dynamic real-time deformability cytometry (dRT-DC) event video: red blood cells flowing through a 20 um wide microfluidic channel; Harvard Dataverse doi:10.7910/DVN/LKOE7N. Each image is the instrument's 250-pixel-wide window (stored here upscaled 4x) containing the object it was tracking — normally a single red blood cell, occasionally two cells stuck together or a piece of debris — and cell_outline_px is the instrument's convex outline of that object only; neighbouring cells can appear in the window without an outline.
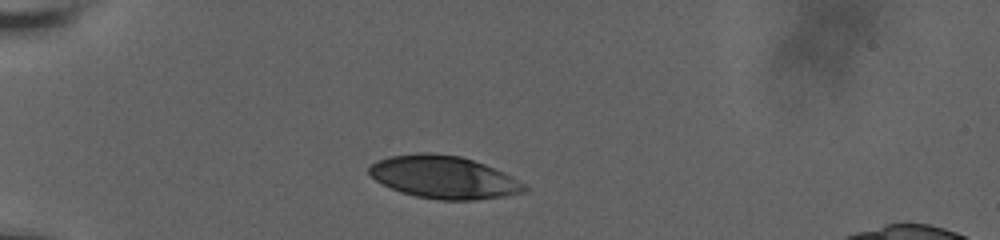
{"species": "human", "species_latin": "Homo sapiens", "temperature_condition": "room temperature", "stored_images_in_passage": 34, "camera_frame_rate_fps": 3000, "um_per_image_px": 0.085, "donor": {"sex": "male"}, "frame": {"image": 1, "passage_image": 1, "time_ms": 0.0, "image_size_px": [1000, 240], "cell_outline_px": [[528, 188], [524, 192], [504, 196], [476, 200], [440, 200], [416, 196], [400, 192], [376, 180], [368, 172], [368, 168], [376, 160], [388, 156], [420, 152], [424, 152], [460, 156], [484, 164], [504, 172], [512, 176], [524, 184]], "centroid_in_image_um": [37.72, 15.06], "position_along_channel_um": 47.3, "area_um2": 38.49}}
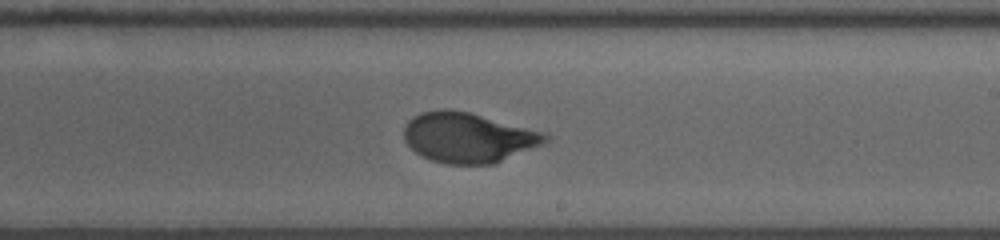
{"frame": {"image": 2, "passage_image": 20, "time_ms": 6.333, "image_size_px": [1000, 240], "cell_outline_px": [[552, 136], [548, 140], [540, 144], [496, 164], [444, 164], [420, 156], [404, 140], [404, 124], [412, 116], [420, 112], [444, 108], [448, 108], [468, 112], [544, 132]], "centroid_in_image_um": [39.75, 11.69], "position_along_channel_um": 249.2, "area_um2": 41.27}}
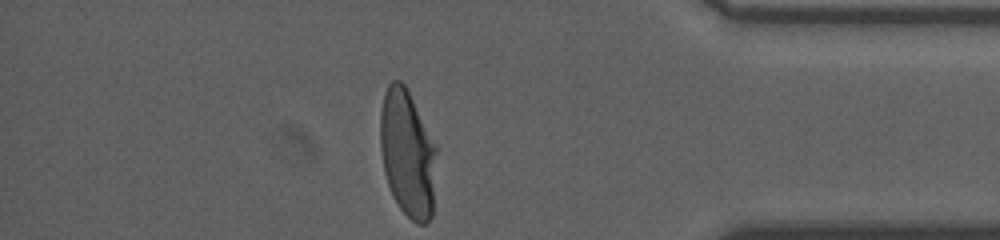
{"frame": {"image": 3, "passage_image": 34, "time_ms": 11.0, "image_size_px": [1000, 240], "cell_outline_px": [[436, 152], [432, 216], [424, 224], [416, 224], [400, 208], [392, 196], [384, 172], [380, 148], [380, 112], [384, 92], [388, 84], [392, 80], [400, 80], [408, 88], [436, 148]], "centroid_in_image_um": [34.61, 13.02], "position_along_channel_um": 400.6, "area_um2": 41.67}, "authors_computed_cell_mechanics": {"area_um2": 41.2403, "velocity_mm_per_s": 3.7622, "shape_relaxation_time_tau1_ms": 4.1121, "shape_relaxation_time_tau2_ms": null, "deformation_change_tau1": 0.2028, "deformation_change_tau2": null}}